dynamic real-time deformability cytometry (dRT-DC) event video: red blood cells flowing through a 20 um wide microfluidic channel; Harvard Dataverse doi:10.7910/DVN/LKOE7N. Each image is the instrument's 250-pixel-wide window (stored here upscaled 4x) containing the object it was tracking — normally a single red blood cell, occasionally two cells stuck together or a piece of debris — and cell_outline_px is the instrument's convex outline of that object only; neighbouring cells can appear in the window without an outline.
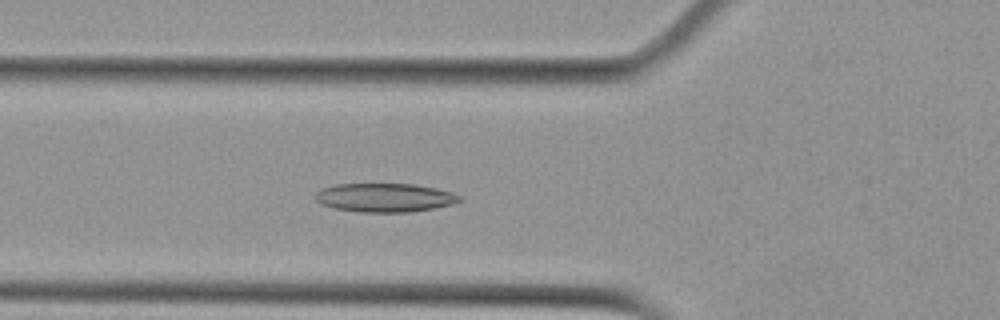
{"species": "Egyptian fruit bat (a non-hibernating species)", "species_latin": "Rousettus aegyptiacus", "temperature_condition": "cold", "stored_images_in_passage": 49, "camera_frame_rate_fps": 3000, "um_per_image_px": 0.085, "animal": {"sex": "female"}, "frame": {"image": 1, "passage_image": 15, "time_ms": 4.667, "image_size_px": [1000, 320], "cell_outline_px": [[464, 200], [452, 204], [436, 208], [408, 212], [360, 212], [336, 208], [320, 204], [316, 200], [316, 192], [324, 188], [336, 184], [416, 184], [436, 188], [452, 192], [464, 196]], "centroid_in_image_um": [32.78, 16.79], "position_along_channel_um": 93.0, "area_um2": 24.28}}
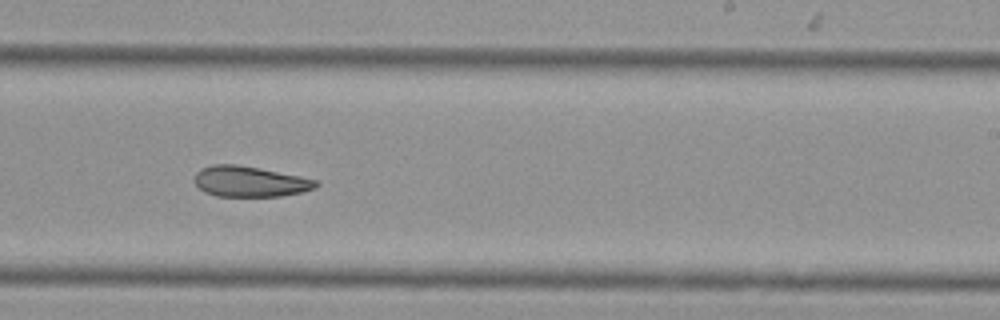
{"frame": {"image": 2, "passage_image": 29, "time_ms": 9.333, "image_size_px": [1000, 320], "cell_outline_px": [[320, 184], [316, 188], [304, 192], [280, 196], [216, 196], [204, 192], [196, 184], [196, 172], [200, 168], [212, 164], [236, 164], [300, 176], [316, 180]], "centroid_in_image_um": [21.25, 15.43], "position_along_channel_um": 267.7, "area_um2": 21.62}}
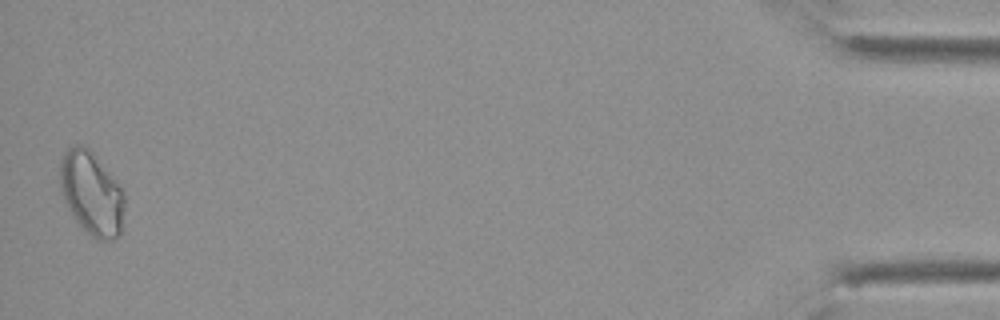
{"frame": {"image": 3, "passage_image": 49, "time_ms": 16.0, "image_size_px": [1000, 320], "cell_outline_px": [[124, 208], [120, 236], [112, 240], [96, 240], [76, 220], [68, 208], [60, 188], [60, 160], [64, 152], [72, 144], [84, 144], [96, 156], [116, 180], [124, 196]], "centroid_in_image_um": [7.78, 16.41], "position_along_channel_um": 427.4, "area_um2": 31.27}}